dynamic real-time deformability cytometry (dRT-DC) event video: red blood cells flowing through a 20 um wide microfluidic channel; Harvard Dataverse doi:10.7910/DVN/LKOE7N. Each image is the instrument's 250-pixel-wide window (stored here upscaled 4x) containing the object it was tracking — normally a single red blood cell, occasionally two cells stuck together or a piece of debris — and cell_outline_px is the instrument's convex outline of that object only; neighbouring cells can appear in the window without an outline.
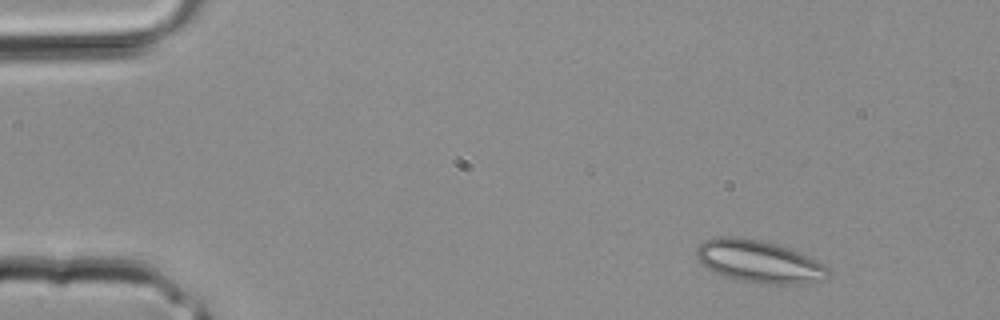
{"species": "common noctule bat (a hibernating species)", "species_latin": "Nyctalus noctula", "temperature_condition": "room temperature", "stored_images_in_passage": 3, "camera_frame_rate_fps": 3000, "um_per_image_px": 0.085, "animal": {"sex": "male", "body_mass_g": 20.4}, "frame": {"image": 1, "passage_image": 1, "time_ms": 0.0, "image_size_px": [1000, 320], "cell_outline_px": [[828, 272], [824, 280], [804, 284], [776, 284], [744, 280], [724, 276], [708, 268], [696, 256], [696, 248], [704, 240], [720, 236], [732, 236], [760, 240], [776, 244], [812, 256], [824, 264], [828, 268]], "centroid_in_image_um": [64.56, 22.21], "position_along_channel_um": 20.4, "area_um2": 32.25}}